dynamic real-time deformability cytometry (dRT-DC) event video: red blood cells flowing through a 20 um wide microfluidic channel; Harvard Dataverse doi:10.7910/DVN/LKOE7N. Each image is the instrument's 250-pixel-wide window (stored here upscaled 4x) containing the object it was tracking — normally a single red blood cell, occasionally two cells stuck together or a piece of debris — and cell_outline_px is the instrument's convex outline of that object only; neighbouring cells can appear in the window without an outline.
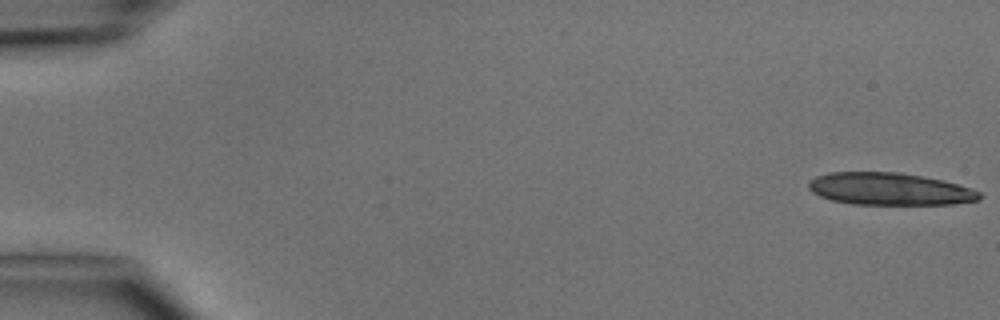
{"species": "common noctule bat (a hibernating species)", "species_latin": "Nyctalus noctula", "temperature_condition": "cold", "stored_images_in_passage": 5, "camera_frame_rate_fps": 3000, "um_per_image_px": 0.085, "animal": {"sex": "male", "body_mass_g": 15.6}, "frame": {"image": 1, "passage_image": 1, "time_ms": 0.0, "image_size_px": [1000, 320], "cell_outline_px": [[984, 196], [980, 200], [952, 204], [852, 204], [832, 200], [820, 196], [812, 192], [808, 188], [808, 184], [816, 176], [832, 172], [900, 172], [924, 176], [944, 180], [972, 188], [980, 192]], "centroid_in_image_um": [75.67, 16.06], "position_along_channel_um": 9.3, "area_um2": 32.31}}